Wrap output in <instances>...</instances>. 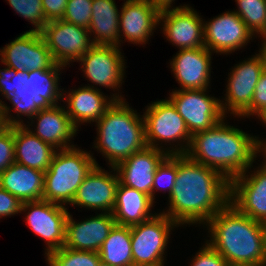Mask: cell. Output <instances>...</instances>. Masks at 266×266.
I'll list each match as a JSON object with an SVG mask.
<instances>
[{
  "mask_svg": "<svg viewBox=\"0 0 266 266\" xmlns=\"http://www.w3.org/2000/svg\"><path fill=\"white\" fill-rule=\"evenodd\" d=\"M108 167L112 171L108 172V170L102 169L103 167L100 165L93 167L79 186L71 206L112 213L119 176L114 166Z\"/></svg>",
  "mask_w": 266,
  "mask_h": 266,
  "instance_id": "cell-17",
  "label": "cell"
},
{
  "mask_svg": "<svg viewBox=\"0 0 266 266\" xmlns=\"http://www.w3.org/2000/svg\"><path fill=\"white\" fill-rule=\"evenodd\" d=\"M204 19L191 6L167 10L159 15L162 35L180 49L205 47Z\"/></svg>",
  "mask_w": 266,
  "mask_h": 266,
  "instance_id": "cell-18",
  "label": "cell"
},
{
  "mask_svg": "<svg viewBox=\"0 0 266 266\" xmlns=\"http://www.w3.org/2000/svg\"><path fill=\"white\" fill-rule=\"evenodd\" d=\"M55 63L71 66L94 44L88 29L61 20L48 22L40 32Z\"/></svg>",
  "mask_w": 266,
  "mask_h": 266,
  "instance_id": "cell-13",
  "label": "cell"
},
{
  "mask_svg": "<svg viewBox=\"0 0 266 266\" xmlns=\"http://www.w3.org/2000/svg\"><path fill=\"white\" fill-rule=\"evenodd\" d=\"M0 62L16 71L50 69L54 64L50 50L39 32L26 31L0 49Z\"/></svg>",
  "mask_w": 266,
  "mask_h": 266,
  "instance_id": "cell-14",
  "label": "cell"
},
{
  "mask_svg": "<svg viewBox=\"0 0 266 266\" xmlns=\"http://www.w3.org/2000/svg\"><path fill=\"white\" fill-rule=\"evenodd\" d=\"M258 120L261 121V123H263V125H265L266 127V113L262 115Z\"/></svg>",
  "mask_w": 266,
  "mask_h": 266,
  "instance_id": "cell-46",
  "label": "cell"
},
{
  "mask_svg": "<svg viewBox=\"0 0 266 266\" xmlns=\"http://www.w3.org/2000/svg\"><path fill=\"white\" fill-rule=\"evenodd\" d=\"M165 263H157V264H145V265H132V266H164Z\"/></svg>",
  "mask_w": 266,
  "mask_h": 266,
  "instance_id": "cell-45",
  "label": "cell"
},
{
  "mask_svg": "<svg viewBox=\"0 0 266 266\" xmlns=\"http://www.w3.org/2000/svg\"><path fill=\"white\" fill-rule=\"evenodd\" d=\"M207 90H180L178 88L172 90L167 97L184 119L191 135L212 129L226 118L221 108L220 98L207 94Z\"/></svg>",
  "mask_w": 266,
  "mask_h": 266,
  "instance_id": "cell-11",
  "label": "cell"
},
{
  "mask_svg": "<svg viewBox=\"0 0 266 266\" xmlns=\"http://www.w3.org/2000/svg\"><path fill=\"white\" fill-rule=\"evenodd\" d=\"M145 107L143 117L146 145L169 155L186 154L192 135L172 102L168 98L156 100Z\"/></svg>",
  "mask_w": 266,
  "mask_h": 266,
  "instance_id": "cell-7",
  "label": "cell"
},
{
  "mask_svg": "<svg viewBox=\"0 0 266 266\" xmlns=\"http://www.w3.org/2000/svg\"><path fill=\"white\" fill-rule=\"evenodd\" d=\"M195 256V257H194ZM192 257L191 266H226L227 261L206 241Z\"/></svg>",
  "mask_w": 266,
  "mask_h": 266,
  "instance_id": "cell-36",
  "label": "cell"
},
{
  "mask_svg": "<svg viewBox=\"0 0 266 266\" xmlns=\"http://www.w3.org/2000/svg\"><path fill=\"white\" fill-rule=\"evenodd\" d=\"M210 237L206 242L227 263L266 266L262 224L241 213L228 202L205 224Z\"/></svg>",
  "mask_w": 266,
  "mask_h": 266,
  "instance_id": "cell-4",
  "label": "cell"
},
{
  "mask_svg": "<svg viewBox=\"0 0 266 266\" xmlns=\"http://www.w3.org/2000/svg\"><path fill=\"white\" fill-rule=\"evenodd\" d=\"M99 165L92 153L80 147L56 150L44 175L43 200L70 205L88 173Z\"/></svg>",
  "mask_w": 266,
  "mask_h": 266,
  "instance_id": "cell-6",
  "label": "cell"
},
{
  "mask_svg": "<svg viewBox=\"0 0 266 266\" xmlns=\"http://www.w3.org/2000/svg\"><path fill=\"white\" fill-rule=\"evenodd\" d=\"M15 162L45 172L56 151L25 125H14Z\"/></svg>",
  "mask_w": 266,
  "mask_h": 266,
  "instance_id": "cell-27",
  "label": "cell"
},
{
  "mask_svg": "<svg viewBox=\"0 0 266 266\" xmlns=\"http://www.w3.org/2000/svg\"><path fill=\"white\" fill-rule=\"evenodd\" d=\"M93 0H68L63 21L88 29Z\"/></svg>",
  "mask_w": 266,
  "mask_h": 266,
  "instance_id": "cell-34",
  "label": "cell"
},
{
  "mask_svg": "<svg viewBox=\"0 0 266 266\" xmlns=\"http://www.w3.org/2000/svg\"><path fill=\"white\" fill-rule=\"evenodd\" d=\"M119 15L120 11L115 0L92 1V15L88 30L93 44L120 47Z\"/></svg>",
  "mask_w": 266,
  "mask_h": 266,
  "instance_id": "cell-28",
  "label": "cell"
},
{
  "mask_svg": "<svg viewBox=\"0 0 266 266\" xmlns=\"http://www.w3.org/2000/svg\"><path fill=\"white\" fill-rule=\"evenodd\" d=\"M177 175V155H167L157 166L154 174V182L152 186V201L155 203V192L164 191L170 196L175 185ZM166 186V187H165Z\"/></svg>",
  "mask_w": 266,
  "mask_h": 266,
  "instance_id": "cell-32",
  "label": "cell"
},
{
  "mask_svg": "<svg viewBox=\"0 0 266 266\" xmlns=\"http://www.w3.org/2000/svg\"><path fill=\"white\" fill-rule=\"evenodd\" d=\"M5 126L3 116H0V130Z\"/></svg>",
  "mask_w": 266,
  "mask_h": 266,
  "instance_id": "cell-47",
  "label": "cell"
},
{
  "mask_svg": "<svg viewBox=\"0 0 266 266\" xmlns=\"http://www.w3.org/2000/svg\"><path fill=\"white\" fill-rule=\"evenodd\" d=\"M96 214L76 222L69 213L66 220L64 247L78 251L98 252L100 250L116 223L112 213L97 212Z\"/></svg>",
  "mask_w": 266,
  "mask_h": 266,
  "instance_id": "cell-23",
  "label": "cell"
},
{
  "mask_svg": "<svg viewBox=\"0 0 266 266\" xmlns=\"http://www.w3.org/2000/svg\"><path fill=\"white\" fill-rule=\"evenodd\" d=\"M262 228H263V233H264V242H265V250H266V220L261 222Z\"/></svg>",
  "mask_w": 266,
  "mask_h": 266,
  "instance_id": "cell-44",
  "label": "cell"
},
{
  "mask_svg": "<svg viewBox=\"0 0 266 266\" xmlns=\"http://www.w3.org/2000/svg\"><path fill=\"white\" fill-rule=\"evenodd\" d=\"M48 266H98V252L78 251L67 247L53 251L45 256Z\"/></svg>",
  "mask_w": 266,
  "mask_h": 266,
  "instance_id": "cell-31",
  "label": "cell"
},
{
  "mask_svg": "<svg viewBox=\"0 0 266 266\" xmlns=\"http://www.w3.org/2000/svg\"><path fill=\"white\" fill-rule=\"evenodd\" d=\"M226 266H257L254 264H244V263H227Z\"/></svg>",
  "mask_w": 266,
  "mask_h": 266,
  "instance_id": "cell-43",
  "label": "cell"
},
{
  "mask_svg": "<svg viewBox=\"0 0 266 266\" xmlns=\"http://www.w3.org/2000/svg\"><path fill=\"white\" fill-rule=\"evenodd\" d=\"M98 266H113V265H110V264H107V263L100 261Z\"/></svg>",
  "mask_w": 266,
  "mask_h": 266,
  "instance_id": "cell-48",
  "label": "cell"
},
{
  "mask_svg": "<svg viewBox=\"0 0 266 266\" xmlns=\"http://www.w3.org/2000/svg\"><path fill=\"white\" fill-rule=\"evenodd\" d=\"M14 162V125H5L0 130V175Z\"/></svg>",
  "mask_w": 266,
  "mask_h": 266,
  "instance_id": "cell-35",
  "label": "cell"
},
{
  "mask_svg": "<svg viewBox=\"0 0 266 266\" xmlns=\"http://www.w3.org/2000/svg\"><path fill=\"white\" fill-rule=\"evenodd\" d=\"M154 204L149 195L119 182L112 210L115 223L130 227L140 224L156 214L151 209Z\"/></svg>",
  "mask_w": 266,
  "mask_h": 266,
  "instance_id": "cell-25",
  "label": "cell"
},
{
  "mask_svg": "<svg viewBox=\"0 0 266 266\" xmlns=\"http://www.w3.org/2000/svg\"><path fill=\"white\" fill-rule=\"evenodd\" d=\"M234 12L243 20L257 38L266 36V0H235Z\"/></svg>",
  "mask_w": 266,
  "mask_h": 266,
  "instance_id": "cell-30",
  "label": "cell"
},
{
  "mask_svg": "<svg viewBox=\"0 0 266 266\" xmlns=\"http://www.w3.org/2000/svg\"><path fill=\"white\" fill-rule=\"evenodd\" d=\"M30 121V123L27 121V125L24 124L28 130L56 150L69 149L76 146L70 141L74 140L73 137L76 136L79 130L68 116L64 104L61 106L60 103V105L42 109L32 116ZM30 126L35 127L33 129Z\"/></svg>",
  "mask_w": 266,
  "mask_h": 266,
  "instance_id": "cell-21",
  "label": "cell"
},
{
  "mask_svg": "<svg viewBox=\"0 0 266 266\" xmlns=\"http://www.w3.org/2000/svg\"><path fill=\"white\" fill-rule=\"evenodd\" d=\"M95 127L97 137L92 148L105 157L109 166L115 167L147 146L144 117L129 106L126 99L115 100L95 123Z\"/></svg>",
  "mask_w": 266,
  "mask_h": 266,
  "instance_id": "cell-5",
  "label": "cell"
},
{
  "mask_svg": "<svg viewBox=\"0 0 266 266\" xmlns=\"http://www.w3.org/2000/svg\"><path fill=\"white\" fill-rule=\"evenodd\" d=\"M122 4L119 15L120 46L126 41L144 46L159 26L160 13L147 0H124Z\"/></svg>",
  "mask_w": 266,
  "mask_h": 266,
  "instance_id": "cell-20",
  "label": "cell"
},
{
  "mask_svg": "<svg viewBox=\"0 0 266 266\" xmlns=\"http://www.w3.org/2000/svg\"><path fill=\"white\" fill-rule=\"evenodd\" d=\"M230 70L223 97L225 101L220 100L222 111L226 117L230 112L233 117L250 118L254 90L263 72L260 57L255 53Z\"/></svg>",
  "mask_w": 266,
  "mask_h": 266,
  "instance_id": "cell-9",
  "label": "cell"
},
{
  "mask_svg": "<svg viewBox=\"0 0 266 266\" xmlns=\"http://www.w3.org/2000/svg\"><path fill=\"white\" fill-rule=\"evenodd\" d=\"M22 202L0 186V219L21 213Z\"/></svg>",
  "mask_w": 266,
  "mask_h": 266,
  "instance_id": "cell-38",
  "label": "cell"
},
{
  "mask_svg": "<svg viewBox=\"0 0 266 266\" xmlns=\"http://www.w3.org/2000/svg\"><path fill=\"white\" fill-rule=\"evenodd\" d=\"M251 168L253 165L230 181L229 202L241 213L262 222L266 220V170Z\"/></svg>",
  "mask_w": 266,
  "mask_h": 266,
  "instance_id": "cell-16",
  "label": "cell"
},
{
  "mask_svg": "<svg viewBox=\"0 0 266 266\" xmlns=\"http://www.w3.org/2000/svg\"><path fill=\"white\" fill-rule=\"evenodd\" d=\"M170 60L169 66L180 90L211 88L212 52L206 47L180 49Z\"/></svg>",
  "mask_w": 266,
  "mask_h": 266,
  "instance_id": "cell-19",
  "label": "cell"
},
{
  "mask_svg": "<svg viewBox=\"0 0 266 266\" xmlns=\"http://www.w3.org/2000/svg\"><path fill=\"white\" fill-rule=\"evenodd\" d=\"M16 13L30 22L34 29L29 31L41 32L48 23L42 6V0H6Z\"/></svg>",
  "mask_w": 266,
  "mask_h": 266,
  "instance_id": "cell-33",
  "label": "cell"
},
{
  "mask_svg": "<svg viewBox=\"0 0 266 266\" xmlns=\"http://www.w3.org/2000/svg\"><path fill=\"white\" fill-rule=\"evenodd\" d=\"M120 48L122 47L94 44L77 61L78 63L81 62L80 65L84 73L83 75L87 78L85 80H89V82L93 83V86L92 84H87L85 86L96 89L99 85L100 90L101 87L109 90L111 89L115 92L114 94H110L114 100H124V95H121L119 91L124 83L126 64Z\"/></svg>",
  "mask_w": 266,
  "mask_h": 266,
  "instance_id": "cell-8",
  "label": "cell"
},
{
  "mask_svg": "<svg viewBox=\"0 0 266 266\" xmlns=\"http://www.w3.org/2000/svg\"><path fill=\"white\" fill-rule=\"evenodd\" d=\"M261 39L262 43L257 55L260 57L262 62L263 71L266 72V36H261Z\"/></svg>",
  "mask_w": 266,
  "mask_h": 266,
  "instance_id": "cell-42",
  "label": "cell"
},
{
  "mask_svg": "<svg viewBox=\"0 0 266 266\" xmlns=\"http://www.w3.org/2000/svg\"><path fill=\"white\" fill-rule=\"evenodd\" d=\"M114 101L98 87L95 89L82 86L78 89L62 90V102L67 103L65 110L77 128L82 123H96Z\"/></svg>",
  "mask_w": 266,
  "mask_h": 266,
  "instance_id": "cell-24",
  "label": "cell"
},
{
  "mask_svg": "<svg viewBox=\"0 0 266 266\" xmlns=\"http://www.w3.org/2000/svg\"><path fill=\"white\" fill-rule=\"evenodd\" d=\"M68 0H42L47 22L61 20L64 16Z\"/></svg>",
  "mask_w": 266,
  "mask_h": 266,
  "instance_id": "cell-39",
  "label": "cell"
},
{
  "mask_svg": "<svg viewBox=\"0 0 266 266\" xmlns=\"http://www.w3.org/2000/svg\"><path fill=\"white\" fill-rule=\"evenodd\" d=\"M259 138H260L259 135L256 136L255 138V158L260 157V155L264 157L263 162H261L262 164L260 165V167L266 170V138L265 140L264 139L262 140Z\"/></svg>",
  "mask_w": 266,
  "mask_h": 266,
  "instance_id": "cell-41",
  "label": "cell"
},
{
  "mask_svg": "<svg viewBox=\"0 0 266 266\" xmlns=\"http://www.w3.org/2000/svg\"><path fill=\"white\" fill-rule=\"evenodd\" d=\"M266 113V72L263 71L257 82L254 90L252 104H251V116H256L259 119Z\"/></svg>",
  "mask_w": 266,
  "mask_h": 266,
  "instance_id": "cell-37",
  "label": "cell"
},
{
  "mask_svg": "<svg viewBox=\"0 0 266 266\" xmlns=\"http://www.w3.org/2000/svg\"><path fill=\"white\" fill-rule=\"evenodd\" d=\"M252 38L255 36L234 11L204 20V43L212 53L230 55L244 48Z\"/></svg>",
  "mask_w": 266,
  "mask_h": 266,
  "instance_id": "cell-15",
  "label": "cell"
},
{
  "mask_svg": "<svg viewBox=\"0 0 266 266\" xmlns=\"http://www.w3.org/2000/svg\"><path fill=\"white\" fill-rule=\"evenodd\" d=\"M175 227L179 226L162 211L140 224L131 226L133 265L165 263V251L171 238V230Z\"/></svg>",
  "mask_w": 266,
  "mask_h": 266,
  "instance_id": "cell-10",
  "label": "cell"
},
{
  "mask_svg": "<svg viewBox=\"0 0 266 266\" xmlns=\"http://www.w3.org/2000/svg\"><path fill=\"white\" fill-rule=\"evenodd\" d=\"M100 260L113 266H132L131 228L115 224L98 251Z\"/></svg>",
  "mask_w": 266,
  "mask_h": 266,
  "instance_id": "cell-29",
  "label": "cell"
},
{
  "mask_svg": "<svg viewBox=\"0 0 266 266\" xmlns=\"http://www.w3.org/2000/svg\"><path fill=\"white\" fill-rule=\"evenodd\" d=\"M159 13L167 11V10H174V9H181L190 5L184 4L183 6H176L174 7L173 3L175 0H147Z\"/></svg>",
  "mask_w": 266,
  "mask_h": 266,
  "instance_id": "cell-40",
  "label": "cell"
},
{
  "mask_svg": "<svg viewBox=\"0 0 266 266\" xmlns=\"http://www.w3.org/2000/svg\"><path fill=\"white\" fill-rule=\"evenodd\" d=\"M45 172L14 162L0 175V186L22 203L43 200Z\"/></svg>",
  "mask_w": 266,
  "mask_h": 266,
  "instance_id": "cell-26",
  "label": "cell"
},
{
  "mask_svg": "<svg viewBox=\"0 0 266 266\" xmlns=\"http://www.w3.org/2000/svg\"><path fill=\"white\" fill-rule=\"evenodd\" d=\"M230 181L219 171L177 155L175 185L162 213L178 226L205 224L229 202ZM170 205V206H169Z\"/></svg>",
  "mask_w": 266,
  "mask_h": 266,
  "instance_id": "cell-1",
  "label": "cell"
},
{
  "mask_svg": "<svg viewBox=\"0 0 266 266\" xmlns=\"http://www.w3.org/2000/svg\"><path fill=\"white\" fill-rule=\"evenodd\" d=\"M226 119L212 129L193 134L186 155L231 181L256 162V136L227 124Z\"/></svg>",
  "mask_w": 266,
  "mask_h": 266,
  "instance_id": "cell-3",
  "label": "cell"
},
{
  "mask_svg": "<svg viewBox=\"0 0 266 266\" xmlns=\"http://www.w3.org/2000/svg\"><path fill=\"white\" fill-rule=\"evenodd\" d=\"M22 212L26 213L25 220L29 228L46 242L45 256L64 246L68 207L38 200L24 202Z\"/></svg>",
  "mask_w": 266,
  "mask_h": 266,
  "instance_id": "cell-12",
  "label": "cell"
},
{
  "mask_svg": "<svg viewBox=\"0 0 266 266\" xmlns=\"http://www.w3.org/2000/svg\"><path fill=\"white\" fill-rule=\"evenodd\" d=\"M167 155L165 151L148 146L133 153L115 166L119 182L149 195L152 199L155 171Z\"/></svg>",
  "mask_w": 266,
  "mask_h": 266,
  "instance_id": "cell-22",
  "label": "cell"
},
{
  "mask_svg": "<svg viewBox=\"0 0 266 266\" xmlns=\"http://www.w3.org/2000/svg\"><path fill=\"white\" fill-rule=\"evenodd\" d=\"M65 66L55 63L50 69L16 71L10 67L0 69V94L12 104H1V114L5 125H24L25 116L30 120L42 109L62 102L60 74ZM15 112L14 116L11 112Z\"/></svg>",
  "mask_w": 266,
  "mask_h": 266,
  "instance_id": "cell-2",
  "label": "cell"
}]
</instances>
